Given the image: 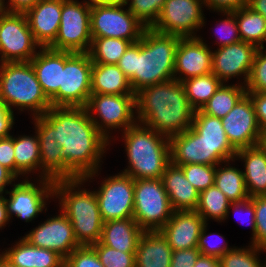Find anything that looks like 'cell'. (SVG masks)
<instances>
[{
  "label": "cell",
  "instance_id": "obj_1",
  "mask_svg": "<svg viewBox=\"0 0 266 267\" xmlns=\"http://www.w3.org/2000/svg\"><path fill=\"white\" fill-rule=\"evenodd\" d=\"M42 116L53 126V138L62 147L65 179L93 177L109 140L92 122L87 109L52 106Z\"/></svg>",
  "mask_w": 266,
  "mask_h": 267
},
{
  "label": "cell",
  "instance_id": "obj_2",
  "mask_svg": "<svg viewBox=\"0 0 266 267\" xmlns=\"http://www.w3.org/2000/svg\"><path fill=\"white\" fill-rule=\"evenodd\" d=\"M180 38L146 28L141 39L128 47L116 65L129 79L134 93L174 79L175 52Z\"/></svg>",
  "mask_w": 266,
  "mask_h": 267
},
{
  "label": "cell",
  "instance_id": "obj_3",
  "mask_svg": "<svg viewBox=\"0 0 266 267\" xmlns=\"http://www.w3.org/2000/svg\"><path fill=\"white\" fill-rule=\"evenodd\" d=\"M138 121L167 137L192 126L195 109L182 82L173 79L146 86L135 93Z\"/></svg>",
  "mask_w": 266,
  "mask_h": 267
},
{
  "label": "cell",
  "instance_id": "obj_4",
  "mask_svg": "<svg viewBox=\"0 0 266 267\" xmlns=\"http://www.w3.org/2000/svg\"><path fill=\"white\" fill-rule=\"evenodd\" d=\"M84 178L54 181V195L61 196L59 203L73 227L76 241L80 246L98 243L103 227V219L95 191L75 190Z\"/></svg>",
  "mask_w": 266,
  "mask_h": 267
},
{
  "label": "cell",
  "instance_id": "obj_5",
  "mask_svg": "<svg viewBox=\"0 0 266 267\" xmlns=\"http://www.w3.org/2000/svg\"><path fill=\"white\" fill-rule=\"evenodd\" d=\"M123 133L130 166L122 173L133 179H162L170 163L169 137L141 123Z\"/></svg>",
  "mask_w": 266,
  "mask_h": 267
},
{
  "label": "cell",
  "instance_id": "obj_6",
  "mask_svg": "<svg viewBox=\"0 0 266 267\" xmlns=\"http://www.w3.org/2000/svg\"><path fill=\"white\" fill-rule=\"evenodd\" d=\"M0 100L13 112L11 106L33 111L42 116L52 106L37 79L30 62H4L0 66Z\"/></svg>",
  "mask_w": 266,
  "mask_h": 267
},
{
  "label": "cell",
  "instance_id": "obj_7",
  "mask_svg": "<svg viewBox=\"0 0 266 267\" xmlns=\"http://www.w3.org/2000/svg\"><path fill=\"white\" fill-rule=\"evenodd\" d=\"M173 212L162 179H134L133 219L143 231H159Z\"/></svg>",
  "mask_w": 266,
  "mask_h": 267
},
{
  "label": "cell",
  "instance_id": "obj_8",
  "mask_svg": "<svg viewBox=\"0 0 266 267\" xmlns=\"http://www.w3.org/2000/svg\"><path fill=\"white\" fill-rule=\"evenodd\" d=\"M92 66L88 53L65 51L61 85L50 100L51 106L86 107L91 95Z\"/></svg>",
  "mask_w": 266,
  "mask_h": 267
},
{
  "label": "cell",
  "instance_id": "obj_9",
  "mask_svg": "<svg viewBox=\"0 0 266 267\" xmlns=\"http://www.w3.org/2000/svg\"><path fill=\"white\" fill-rule=\"evenodd\" d=\"M91 7L76 0H62L60 26L55 41L48 47L57 51L88 53L92 37Z\"/></svg>",
  "mask_w": 266,
  "mask_h": 267
},
{
  "label": "cell",
  "instance_id": "obj_10",
  "mask_svg": "<svg viewBox=\"0 0 266 267\" xmlns=\"http://www.w3.org/2000/svg\"><path fill=\"white\" fill-rule=\"evenodd\" d=\"M36 46L25 13L0 10L1 63L30 62L36 55Z\"/></svg>",
  "mask_w": 266,
  "mask_h": 267
},
{
  "label": "cell",
  "instance_id": "obj_11",
  "mask_svg": "<svg viewBox=\"0 0 266 267\" xmlns=\"http://www.w3.org/2000/svg\"><path fill=\"white\" fill-rule=\"evenodd\" d=\"M122 4L96 5L91 7V37H111L129 40L132 43L141 39L147 28Z\"/></svg>",
  "mask_w": 266,
  "mask_h": 267
},
{
  "label": "cell",
  "instance_id": "obj_12",
  "mask_svg": "<svg viewBox=\"0 0 266 267\" xmlns=\"http://www.w3.org/2000/svg\"><path fill=\"white\" fill-rule=\"evenodd\" d=\"M85 108L90 114L92 122L107 139H109V135L106 128L123 127L122 130L125 131L136 124L137 118H134L136 95L91 94ZM94 112L99 115L102 124L91 115Z\"/></svg>",
  "mask_w": 266,
  "mask_h": 267
},
{
  "label": "cell",
  "instance_id": "obj_13",
  "mask_svg": "<svg viewBox=\"0 0 266 267\" xmlns=\"http://www.w3.org/2000/svg\"><path fill=\"white\" fill-rule=\"evenodd\" d=\"M202 4V0H166L158 19L150 28L162 34L194 37V30L205 23Z\"/></svg>",
  "mask_w": 266,
  "mask_h": 267
},
{
  "label": "cell",
  "instance_id": "obj_14",
  "mask_svg": "<svg viewBox=\"0 0 266 267\" xmlns=\"http://www.w3.org/2000/svg\"><path fill=\"white\" fill-rule=\"evenodd\" d=\"M102 183L95 193L103 221L133 217L134 179L120 173Z\"/></svg>",
  "mask_w": 266,
  "mask_h": 267
},
{
  "label": "cell",
  "instance_id": "obj_15",
  "mask_svg": "<svg viewBox=\"0 0 266 267\" xmlns=\"http://www.w3.org/2000/svg\"><path fill=\"white\" fill-rule=\"evenodd\" d=\"M221 120L226 136L236 150L262 143L263 135L257 122L255 108L247 93Z\"/></svg>",
  "mask_w": 266,
  "mask_h": 267
},
{
  "label": "cell",
  "instance_id": "obj_16",
  "mask_svg": "<svg viewBox=\"0 0 266 267\" xmlns=\"http://www.w3.org/2000/svg\"><path fill=\"white\" fill-rule=\"evenodd\" d=\"M40 183L42 186L37 187L26 179L14 184L11 191H5L10 195V199H6L9 218L14 213L18 218L29 222L43 211L46 198L54 196V181L43 178Z\"/></svg>",
  "mask_w": 266,
  "mask_h": 267
},
{
  "label": "cell",
  "instance_id": "obj_17",
  "mask_svg": "<svg viewBox=\"0 0 266 267\" xmlns=\"http://www.w3.org/2000/svg\"><path fill=\"white\" fill-rule=\"evenodd\" d=\"M23 238L32 246L57 252L64 259L80 246L72 224L63 212L54 218H48Z\"/></svg>",
  "mask_w": 266,
  "mask_h": 267
},
{
  "label": "cell",
  "instance_id": "obj_18",
  "mask_svg": "<svg viewBox=\"0 0 266 267\" xmlns=\"http://www.w3.org/2000/svg\"><path fill=\"white\" fill-rule=\"evenodd\" d=\"M257 50L256 46L244 41L218 48L212 52V73L222 83L244 74L247 84Z\"/></svg>",
  "mask_w": 266,
  "mask_h": 267
},
{
  "label": "cell",
  "instance_id": "obj_19",
  "mask_svg": "<svg viewBox=\"0 0 266 267\" xmlns=\"http://www.w3.org/2000/svg\"><path fill=\"white\" fill-rule=\"evenodd\" d=\"M181 73L184 77H178ZM212 72V51L200 37H181L175 52L174 79L182 82ZM186 76V77H185Z\"/></svg>",
  "mask_w": 266,
  "mask_h": 267
},
{
  "label": "cell",
  "instance_id": "obj_20",
  "mask_svg": "<svg viewBox=\"0 0 266 267\" xmlns=\"http://www.w3.org/2000/svg\"><path fill=\"white\" fill-rule=\"evenodd\" d=\"M62 0H39L25 15L39 48H48L58 34Z\"/></svg>",
  "mask_w": 266,
  "mask_h": 267
},
{
  "label": "cell",
  "instance_id": "obj_21",
  "mask_svg": "<svg viewBox=\"0 0 266 267\" xmlns=\"http://www.w3.org/2000/svg\"><path fill=\"white\" fill-rule=\"evenodd\" d=\"M170 162L181 166L204 164L218 166L220 162L209 155V145L192 126L182 133L169 137Z\"/></svg>",
  "mask_w": 266,
  "mask_h": 267
},
{
  "label": "cell",
  "instance_id": "obj_22",
  "mask_svg": "<svg viewBox=\"0 0 266 267\" xmlns=\"http://www.w3.org/2000/svg\"><path fill=\"white\" fill-rule=\"evenodd\" d=\"M205 221L196 210L174 211L168 222L159 230L167 239L172 251L197 248Z\"/></svg>",
  "mask_w": 266,
  "mask_h": 267
},
{
  "label": "cell",
  "instance_id": "obj_23",
  "mask_svg": "<svg viewBox=\"0 0 266 267\" xmlns=\"http://www.w3.org/2000/svg\"><path fill=\"white\" fill-rule=\"evenodd\" d=\"M36 126V134L40 144V168L41 178L65 180V159L62 156V147L57 139L53 138V126L43 117L33 118Z\"/></svg>",
  "mask_w": 266,
  "mask_h": 267
},
{
  "label": "cell",
  "instance_id": "obj_24",
  "mask_svg": "<svg viewBox=\"0 0 266 267\" xmlns=\"http://www.w3.org/2000/svg\"><path fill=\"white\" fill-rule=\"evenodd\" d=\"M192 127L209 145V155H213L220 163L235 159L237 150L228 140L220 118L196 110Z\"/></svg>",
  "mask_w": 266,
  "mask_h": 267
},
{
  "label": "cell",
  "instance_id": "obj_25",
  "mask_svg": "<svg viewBox=\"0 0 266 267\" xmlns=\"http://www.w3.org/2000/svg\"><path fill=\"white\" fill-rule=\"evenodd\" d=\"M37 79L47 98L51 100L61 85L62 71L65 66V51L40 48V52L30 60Z\"/></svg>",
  "mask_w": 266,
  "mask_h": 267
},
{
  "label": "cell",
  "instance_id": "obj_26",
  "mask_svg": "<svg viewBox=\"0 0 266 267\" xmlns=\"http://www.w3.org/2000/svg\"><path fill=\"white\" fill-rule=\"evenodd\" d=\"M162 181L174 211L197 209L200 193L187 180L180 166L170 162L162 175Z\"/></svg>",
  "mask_w": 266,
  "mask_h": 267
},
{
  "label": "cell",
  "instance_id": "obj_27",
  "mask_svg": "<svg viewBox=\"0 0 266 267\" xmlns=\"http://www.w3.org/2000/svg\"><path fill=\"white\" fill-rule=\"evenodd\" d=\"M235 158L245 162L243 175L250 198L266 196V147L261 143L239 149Z\"/></svg>",
  "mask_w": 266,
  "mask_h": 267
},
{
  "label": "cell",
  "instance_id": "obj_28",
  "mask_svg": "<svg viewBox=\"0 0 266 267\" xmlns=\"http://www.w3.org/2000/svg\"><path fill=\"white\" fill-rule=\"evenodd\" d=\"M143 230L129 217L103 223L99 242L122 252H136Z\"/></svg>",
  "mask_w": 266,
  "mask_h": 267
},
{
  "label": "cell",
  "instance_id": "obj_29",
  "mask_svg": "<svg viewBox=\"0 0 266 267\" xmlns=\"http://www.w3.org/2000/svg\"><path fill=\"white\" fill-rule=\"evenodd\" d=\"M172 248L160 231H144L135 252V267H170Z\"/></svg>",
  "mask_w": 266,
  "mask_h": 267
},
{
  "label": "cell",
  "instance_id": "obj_30",
  "mask_svg": "<svg viewBox=\"0 0 266 267\" xmlns=\"http://www.w3.org/2000/svg\"><path fill=\"white\" fill-rule=\"evenodd\" d=\"M1 255L16 267H64L65 259L57 252L35 247L22 238Z\"/></svg>",
  "mask_w": 266,
  "mask_h": 267
},
{
  "label": "cell",
  "instance_id": "obj_31",
  "mask_svg": "<svg viewBox=\"0 0 266 267\" xmlns=\"http://www.w3.org/2000/svg\"><path fill=\"white\" fill-rule=\"evenodd\" d=\"M91 94L135 95L129 79L116 64L93 63Z\"/></svg>",
  "mask_w": 266,
  "mask_h": 267
},
{
  "label": "cell",
  "instance_id": "obj_32",
  "mask_svg": "<svg viewBox=\"0 0 266 267\" xmlns=\"http://www.w3.org/2000/svg\"><path fill=\"white\" fill-rule=\"evenodd\" d=\"M235 14L241 41L264 48L266 41V20L248 6L232 11Z\"/></svg>",
  "mask_w": 266,
  "mask_h": 267
},
{
  "label": "cell",
  "instance_id": "obj_33",
  "mask_svg": "<svg viewBox=\"0 0 266 267\" xmlns=\"http://www.w3.org/2000/svg\"><path fill=\"white\" fill-rule=\"evenodd\" d=\"M214 185L220 189L231 203L242 202L250 198L243 171L235 167H216Z\"/></svg>",
  "mask_w": 266,
  "mask_h": 267
},
{
  "label": "cell",
  "instance_id": "obj_34",
  "mask_svg": "<svg viewBox=\"0 0 266 267\" xmlns=\"http://www.w3.org/2000/svg\"><path fill=\"white\" fill-rule=\"evenodd\" d=\"M246 93V86H226L222 83L201 111L207 115L222 119Z\"/></svg>",
  "mask_w": 266,
  "mask_h": 267
},
{
  "label": "cell",
  "instance_id": "obj_35",
  "mask_svg": "<svg viewBox=\"0 0 266 267\" xmlns=\"http://www.w3.org/2000/svg\"><path fill=\"white\" fill-rule=\"evenodd\" d=\"M186 96L195 110H201L215 94L222 82L211 72L182 81Z\"/></svg>",
  "mask_w": 266,
  "mask_h": 267
},
{
  "label": "cell",
  "instance_id": "obj_36",
  "mask_svg": "<svg viewBox=\"0 0 266 267\" xmlns=\"http://www.w3.org/2000/svg\"><path fill=\"white\" fill-rule=\"evenodd\" d=\"M131 44L120 38L92 37L88 54L92 63L117 64Z\"/></svg>",
  "mask_w": 266,
  "mask_h": 267
},
{
  "label": "cell",
  "instance_id": "obj_37",
  "mask_svg": "<svg viewBox=\"0 0 266 267\" xmlns=\"http://www.w3.org/2000/svg\"><path fill=\"white\" fill-rule=\"evenodd\" d=\"M16 177L40 168V144L38 136L14 137Z\"/></svg>",
  "mask_w": 266,
  "mask_h": 267
},
{
  "label": "cell",
  "instance_id": "obj_38",
  "mask_svg": "<svg viewBox=\"0 0 266 267\" xmlns=\"http://www.w3.org/2000/svg\"><path fill=\"white\" fill-rule=\"evenodd\" d=\"M230 203L226 195L213 185L200 192L196 211L205 223L208 217L222 221L228 217Z\"/></svg>",
  "mask_w": 266,
  "mask_h": 267
},
{
  "label": "cell",
  "instance_id": "obj_39",
  "mask_svg": "<svg viewBox=\"0 0 266 267\" xmlns=\"http://www.w3.org/2000/svg\"><path fill=\"white\" fill-rule=\"evenodd\" d=\"M261 250L266 251L253 244L249 249L233 248L219 259L220 267H265L257 256V252Z\"/></svg>",
  "mask_w": 266,
  "mask_h": 267
},
{
  "label": "cell",
  "instance_id": "obj_40",
  "mask_svg": "<svg viewBox=\"0 0 266 267\" xmlns=\"http://www.w3.org/2000/svg\"><path fill=\"white\" fill-rule=\"evenodd\" d=\"M91 246L104 267H135V252H122L100 242Z\"/></svg>",
  "mask_w": 266,
  "mask_h": 267
},
{
  "label": "cell",
  "instance_id": "obj_41",
  "mask_svg": "<svg viewBox=\"0 0 266 267\" xmlns=\"http://www.w3.org/2000/svg\"><path fill=\"white\" fill-rule=\"evenodd\" d=\"M130 0H128L127 4ZM166 0H131L128 10L147 28L158 19Z\"/></svg>",
  "mask_w": 266,
  "mask_h": 267
},
{
  "label": "cell",
  "instance_id": "obj_42",
  "mask_svg": "<svg viewBox=\"0 0 266 267\" xmlns=\"http://www.w3.org/2000/svg\"><path fill=\"white\" fill-rule=\"evenodd\" d=\"M187 180L200 192L214 185L216 166L186 164L180 166Z\"/></svg>",
  "mask_w": 266,
  "mask_h": 267
},
{
  "label": "cell",
  "instance_id": "obj_43",
  "mask_svg": "<svg viewBox=\"0 0 266 267\" xmlns=\"http://www.w3.org/2000/svg\"><path fill=\"white\" fill-rule=\"evenodd\" d=\"M258 48L247 84V93H266V51ZM266 50V49H265Z\"/></svg>",
  "mask_w": 266,
  "mask_h": 267
},
{
  "label": "cell",
  "instance_id": "obj_44",
  "mask_svg": "<svg viewBox=\"0 0 266 267\" xmlns=\"http://www.w3.org/2000/svg\"><path fill=\"white\" fill-rule=\"evenodd\" d=\"M64 267H104L92 246H79L66 258Z\"/></svg>",
  "mask_w": 266,
  "mask_h": 267
},
{
  "label": "cell",
  "instance_id": "obj_45",
  "mask_svg": "<svg viewBox=\"0 0 266 267\" xmlns=\"http://www.w3.org/2000/svg\"><path fill=\"white\" fill-rule=\"evenodd\" d=\"M255 208L256 233L252 244L266 250V196L252 197Z\"/></svg>",
  "mask_w": 266,
  "mask_h": 267
},
{
  "label": "cell",
  "instance_id": "obj_46",
  "mask_svg": "<svg viewBox=\"0 0 266 267\" xmlns=\"http://www.w3.org/2000/svg\"><path fill=\"white\" fill-rule=\"evenodd\" d=\"M223 13L228 17L227 19L220 21V24H218L220 30H216L218 35H220L219 32H223V35L221 34L222 36H219V40H221L219 41L220 43H218L220 45L219 47L228 46L241 41L235 14L233 12Z\"/></svg>",
  "mask_w": 266,
  "mask_h": 267
},
{
  "label": "cell",
  "instance_id": "obj_47",
  "mask_svg": "<svg viewBox=\"0 0 266 267\" xmlns=\"http://www.w3.org/2000/svg\"><path fill=\"white\" fill-rule=\"evenodd\" d=\"M207 223L203 226L199 239H198V244H197V249L200 251L201 255L204 256H212L220 259L225 253L230 251L233 248H229L227 245L221 246L220 244H214L212 245L211 240L209 241V235H205L206 233V228ZM224 238L220 234L218 235V238Z\"/></svg>",
  "mask_w": 266,
  "mask_h": 267
},
{
  "label": "cell",
  "instance_id": "obj_48",
  "mask_svg": "<svg viewBox=\"0 0 266 267\" xmlns=\"http://www.w3.org/2000/svg\"><path fill=\"white\" fill-rule=\"evenodd\" d=\"M0 164L9 169L16 176L13 136L0 139Z\"/></svg>",
  "mask_w": 266,
  "mask_h": 267
},
{
  "label": "cell",
  "instance_id": "obj_49",
  "mask_svg": "<svg viewBox=\"0 0 266 267\" xmlns=\"http://www.w3.org/2000/svg\"><path fill=\"white\" fill-rule=\"evenodd\" d=\"M200 255L197 248L172 251L170 267H193Z\"/></svg>",
  "mask_w": 266,
  "mask_h": 267
},
{
  "label": "cell",
  "instance_id": "obj_50",
  "mask_svg": "<svg viewBox=\"0 0 266 267\" xmlns=\"http://www.w3.org/2000/svg\"><path fill=\"white\" fill-rule=\"evenodd\" d=\"M254 105L257 122L263 137L266 135V93H247Z\"/></svg>",
  "mask_w": 266,
  "mask_h": 267
},
{
  "label": "cell",
  "instance_id": "obj_51",
  "mask_svg": "<svg viewBox=\"0 0 266 267\" xmlns=\"http://www.w3.org/2000/svg\"><path fill=\"white\" fill-rule=\"evenodd\" d=\"M203 4L220 12H232L248 6L250 0H202Z\"/></svg>",
  "mask_w": 266,
  "mask_h": 267
},
{
  "label": "cell",
  "instance_id": "obj_52",
  "mask_svg": "<svg viewBox=\"0 0 266 267\" xmlns=\"http://www.w3.org/2000/svg\"><path fill=\"white\" fill-rule=\"evenodd\" d=\"M14 125V114L0 100V139L10 137L9 131Z\"/></svg>",
  "mask_w": 266,
  "mask_h": 267
},
{
  "label": "cell",
  "instance_id": "obj_53",
  "mask_svg": "<svg viewBox=\"0 0 266 267\" xmlns=\"http://www.w3.org/2000/svg\"><path fill=\"white\" fill-rule=\"evenodd\" d=\"M231 207L234 208V210L237 213L239 211H243L245 209V211L248 213V215H250L251 218L247 222L248 223L249 222L251 223L253 237H254L255 236V233H256V228H255L256 227V222H255V208H254V203L252 202V198H248L247 200L242 201V202L230 203L229 210H230ZM242 222H245L246 223V221H243V220H242Z\"/></svg>",
  "mask_w": 266,
  "mask_h": 267
},
{
  "label": "cell",
  "instance_id": "obj_54",
  "mask_svg": "<svg viewBox=\"0 0 266 267\" xmlns=\"http://www.w3.org/2000/svg\"><path fill=\"white\" fill-rule=\"evenodd\" d=\"M39 0H9V7H1L0 10L5 12L25 13L33 7Z\"/></svg>",
  "mask_w": 266,
  "mask_h": 267
},
{
  "label": "cell",
  "instance_id": "obj_55",
  "mask_svg": "<svg viewBox=\"0 0 266 267\" xmlns=\"http://www.w3.org/2000/svg\"><path fill=\"white\" fill-rule=\"evenodd\" d=\"M17 177L6 167L0 164V194L4 193L6 185L11 184Z\"/></svg>",
  "mask_w": 266,
  "mask_h": 267
},
{
  "label": "cell",
  "instance_id": "obj_56",
  "mask_svg": "<svg viewBox=\"0 0 266 267\" xmlns=\"http://www.w3.org/2000/svg\"><path fill=\"white\" fill-rule=\"evenodd\" d=\"M193 267H220V262L216 257L200 255Z\"/></svg>",
  "mask_w": 266,
  "mask_h": 267
},
{
  "label": "cell",
  "instance_id": "obj_57",
  "mask_svg": "<svg viewBox=\"0 0 266 267\" xmlns=\"http://www.w3.org/2000/svg\"><path fill=\"white\" fill-rule=\"evenodd\" d=\"M248 7L261 14L266 20V0H250Z\"/></svg>",
  "mask_w": 266,
  "mask_h": 267
},
{
  "label": "cell",
  "instance_id": "obj_58",
  "mask_svg": "<svg viewBox=\"0 0 266 267\" xmlns=\"http://www.w3.org/2000/svg\"><path fill=\"white\" fill-rule=\"evenodd\" d=\"M6 198L0 194V228L6 226V222L9 221Z\"/></svg>",
  "mask_w": 266,
  "mask_h": 267
},
{
  "label": "cell",
  "instance_id": "obj_59",
  "mask_svg": "<svg viewBox=\"0 0 266 267\" xmlns=\"http://www.w3.org/2000/svg\"><path fill=\"white\" fill-rule=\"evenodd\" d=\"M128 0H90V1H84V3L90 7L96 6V5H108V4H122L127 5Z\"/></svg>",
  "mask_w": 266,
  "mask_h": 267
},
{
  "label": "cell",
  "instance_id": "obj_60",
  "mask_svg": "<svg viewBox=\"0 0 266 267\" xmlns=\"http://www.w3.org/2000/svg\"><path fill=\"white\" fill-rule=\"evenodd\" d=\"M0 267H16L12 265L7 259L0 255Z\"/></svg>",
  "mask_w": 266,
  "mask_h": 267
},
{
  "label": "cell",
  "instance_id": "obj_61",
  "mask_svg": "<svg viewBox=\"0 0 266 267\" xmlns=\"http://www.w3.org/2000/svg\"><path fill=\"white\" fill-rule=\"evenodd\" d=\"M6 6L4 0H0V8Z\"/></svg>",
  "mask_w": 266,
  "mask_h": 267
},
{
  "label": "cell",
  "instance_id": "obj_62",
  "mask_svg": "<svg viewBox=\"0 0 266 267\" xmlns=\"http://www.w3.org/2000/svg\"><path fill=\"white\" fill-rule=\"evenodd\" d=\"M262 144L266 147V135L263 137Z\"/></svg>",
  "mask_w": 266,
  "mask_h": 267
}]
</instances>
